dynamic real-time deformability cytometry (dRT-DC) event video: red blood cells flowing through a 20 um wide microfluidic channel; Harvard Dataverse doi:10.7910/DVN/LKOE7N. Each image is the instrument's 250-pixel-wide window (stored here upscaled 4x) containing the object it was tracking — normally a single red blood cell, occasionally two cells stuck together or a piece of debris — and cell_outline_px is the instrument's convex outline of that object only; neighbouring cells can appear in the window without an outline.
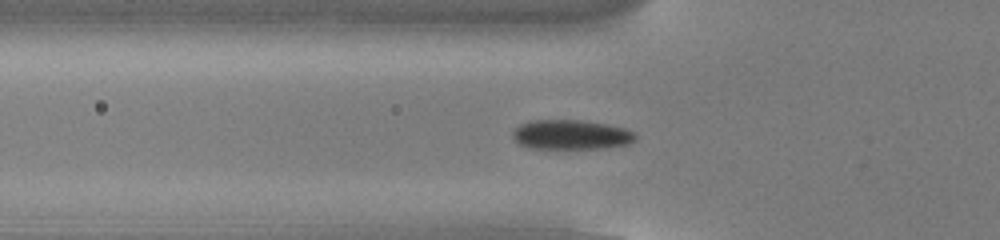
{"species": "common noctule bat (a hibernating species)", "species_latin": "Nyctalus noctula", "temperature_condition": "cold", "stored_images_in_passage": 54, "camera_frame_rate_fps": 3000, "um_per_image_px": 0.085, "animal": {"sex": "male", "body_mass_g": 13.0, "forearm_length_mm": 53.1}, "frame": {"image": 1, "passage_image": 19, "time_ms": 6.0, "image_size_px": [1000, 240], "cell_outline_px": [[636, 140], [628, 144], [608, 148], [528, 148], [520, 144], [512, 136], [512, 132], [520, 124], [528, 120], [580, 120], [608, 124], [624, 128], [636, 132]], "centroid_in_image_um": [48.57, 11.44], "position_along_channel_um": 77.2, "area_um2": 21.33}}
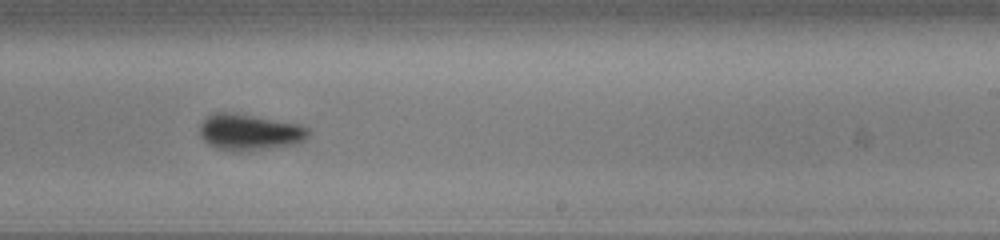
{"frame": {"image": 2, "passage_image": 34, "time_ms": 11.0, "image_size_px": [1000, 240], "cell_outline_px": [[308, 136], [304, 140], [292, 144], [248, 152], [232, 152], [216, 148], [208, 144], [200, 136], [200, 124], [212, 112], [232, 112], [300, 124], [308, 128]], "centroid_in_image_um": [21.17, 11.24], "position_along_channel_um": 267.8, "area_um2": 23.12}}
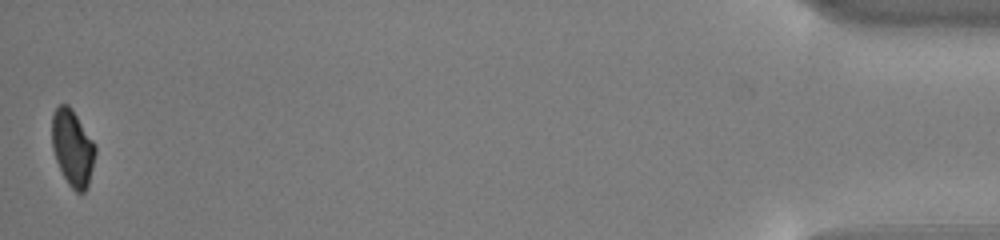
{"frame": {"image": 3, "passage_image": 54, "time_ms": 17.667, "image_size_px": [1000, 240], "cell_outline_px": [[96, 152], [88, 184], [84, 192], [76, 192], [68, 184], [56, 160], [52, 148], [52, 112], [60, 104], [68, 104], [72, 108], [96, 144]], "centroid_in_image_um": [6.17, 12.53], "position_along_channel_um": 429.0, "area_um2": 19.31}, "authors_computed_cell_mechanics": {"area_um2": 21.0392, "velocity_mm_per_s": 3.8136, "shape_relaxation_time_tau1_ms": 2.0821, "shape_relaxation_time_tau2_ms": null, "deformation_change_tau1": 0.1038, "deformation_change_tau2": null}}